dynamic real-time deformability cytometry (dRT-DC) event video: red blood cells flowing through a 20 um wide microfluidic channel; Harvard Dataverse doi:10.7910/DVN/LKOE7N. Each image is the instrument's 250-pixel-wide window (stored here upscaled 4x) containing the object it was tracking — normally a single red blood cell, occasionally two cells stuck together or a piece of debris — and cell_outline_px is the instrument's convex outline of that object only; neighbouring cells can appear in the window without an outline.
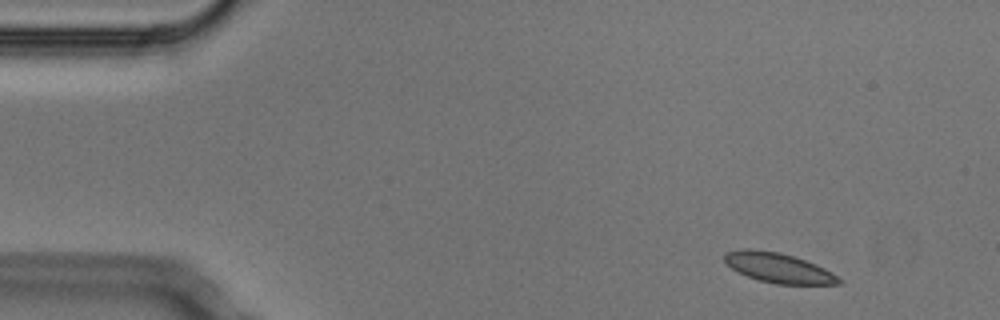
{"species": "Egyptian fruit bat (a non-hibernating species)", "species_latin": "Rousettus aegyptiacus", "temperature_condition": "cold", "stored_images_in_passage": 9, "camera_frame_rate_fps": 3000, "um_per_image_px": 0.085, "animal": {"sex": "male"}, "frame": {"image": 1, "passage_image": 1, "time_ms": 0.0, "image_size_px": [1000, 320], "cell_outline_px": [[840, 284], [776, 284], [760, 280], [736, 272], [724, 260], [724, 252], [744, 248], [752, 248], [780, 252], [816, 264], [832, 272], [840, 280]], "centroid_in_image_um": [66.12, 22.75], "position_along_channel_um": 18.9, "area_um2": 19.77}}
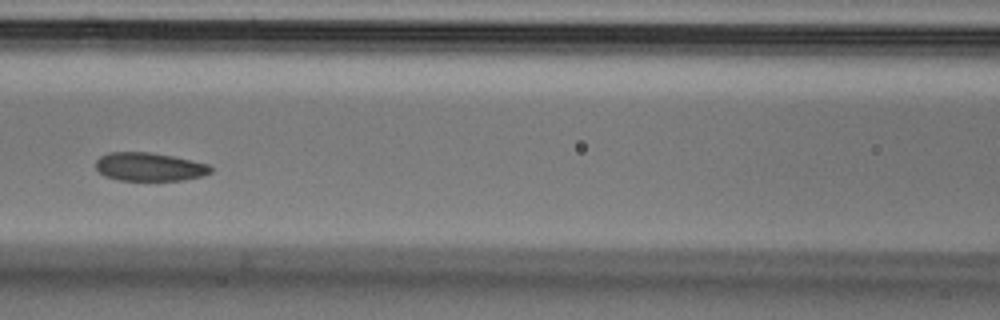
{"frame": {"image": 2, "passage_image": 6, "time_ms": 1.667, "image_size_px": [1000, 320], "cell_outline_px": [[212, 172], [200, 176], [184, 180], [120, 180], [104, 176], [96, 168], [96, 160], [100, 156], [108, 152], [152, 152], [192, 160], [208, 164], [212, 168]], "centroid_in_image_um": [12.69, 14.17], "position_along_channel_um": 153.9, "area_um2": 19.02}}
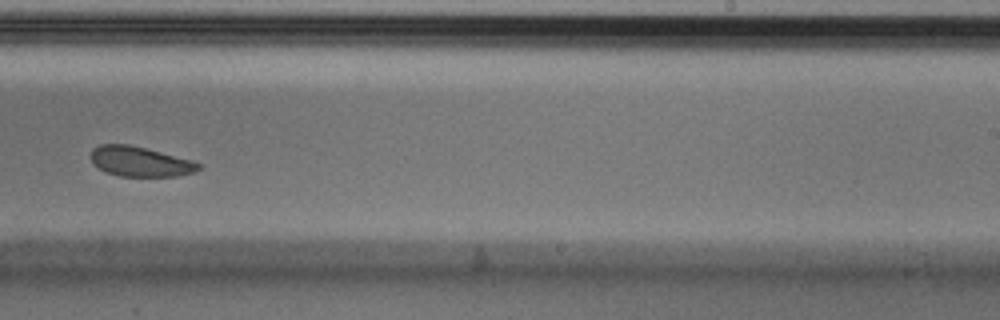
{"frame": {"image": 3, "passage_image": 9, "time_ms": 2.667, "image_size_px": [1000, 320], "cell_outline_px": [[200, 168], [196, 172], [176, 176], [120, 176], [108, 172], [92, 164], [92, 148], [100, 144], [128, 144], [192, 160], [200, 164]], "centroid_in_image_um": [11.91, 13.73], "position_along_channel_um": 277.1, "area_um2": 18.55}}